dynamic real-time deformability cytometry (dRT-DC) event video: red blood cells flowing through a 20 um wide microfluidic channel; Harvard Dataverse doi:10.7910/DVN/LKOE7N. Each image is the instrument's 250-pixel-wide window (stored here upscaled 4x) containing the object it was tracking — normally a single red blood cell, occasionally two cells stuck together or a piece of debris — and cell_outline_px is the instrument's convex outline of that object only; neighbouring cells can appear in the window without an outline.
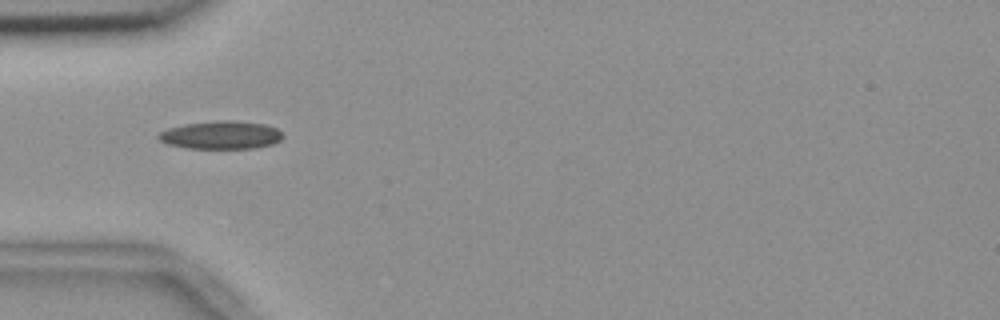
{"species": "common noctule bat (a hibernating species)", "species_latin": "Nyctalus noctula", "temperature_condition": "room temperature", "stored_images_in_passage": 5, "camera_frame_rate_fps": 3000, "um_per_image_px": 0.085, "animal": {"sex": "female", "body_mass_g": 18.4}, "frame": {"image": 1, "passage_image": 1, "time_ms": 0.0, "image_size_px": [1000, 320], "cell_outline_px": [[284, 136], [280, 140], [272, 144], [252, 148], [188, 148], [168, 144], [160, 140], [156, 136], [160, 132], [168, 128], [184, 124], [224, 120], [264, 124], [276, 128]], "centroid_in_image_um": [18.77, 11.48], "position_along_channel_um": 66.2, "area_um2": 20.0}}
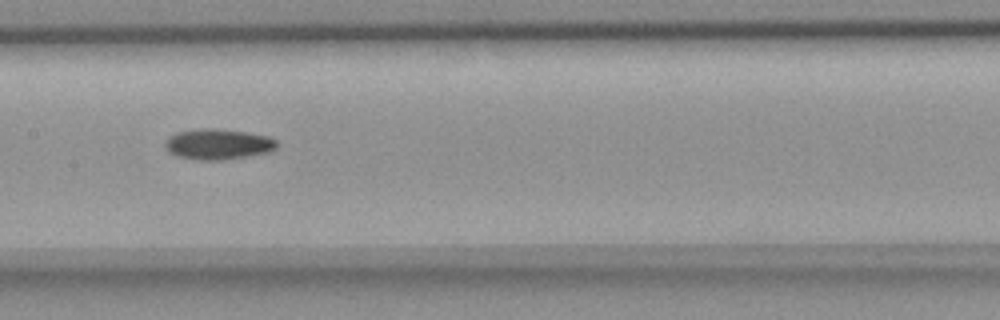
{"frame": {"image": 2, "passage_image": 4, "time_ms": 1.0, "image_size_px": [1000, 320], "cell_outline_px": [[276, 148], [272, 152], [224, 160], [200, 160], [176, 156], [168, 152], [164, 144], [168, 136], [176, 132], [204, 128], [212, 128], [244, 132], [268, 136], [276, 140]], "centroid_in_image_um": [18.52, 12.26], "position_along_channel_um": 188.9, "area_um2": 20.0}}
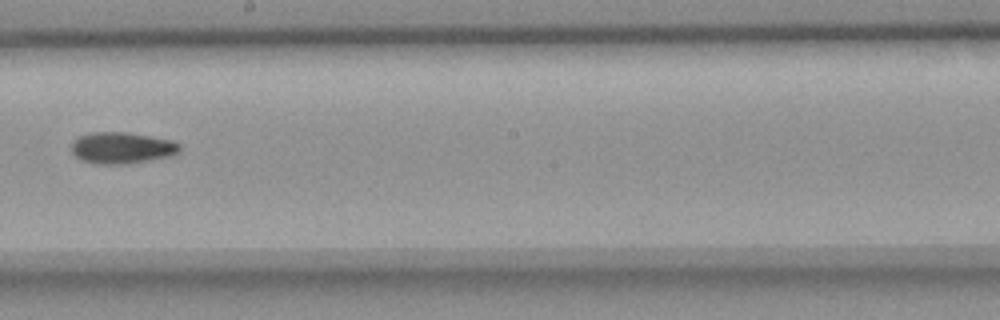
{"frame": {"image": 3, "passage_image": 5, "time_ms": 1.333, "image_size_px": [1000, 320], "cell_outline_px": [[180, 152], [168, 156], [128, 164], [96, 164], [80, 160], [72, 156], [72, 144], [80, 136], [92, 132], [128, 132], [172, 140], [180, 144]], "centroid_in_image_um": [10.34, 12.57], "position_along_channel_um": 237.9, "area_um2": 19.88}}